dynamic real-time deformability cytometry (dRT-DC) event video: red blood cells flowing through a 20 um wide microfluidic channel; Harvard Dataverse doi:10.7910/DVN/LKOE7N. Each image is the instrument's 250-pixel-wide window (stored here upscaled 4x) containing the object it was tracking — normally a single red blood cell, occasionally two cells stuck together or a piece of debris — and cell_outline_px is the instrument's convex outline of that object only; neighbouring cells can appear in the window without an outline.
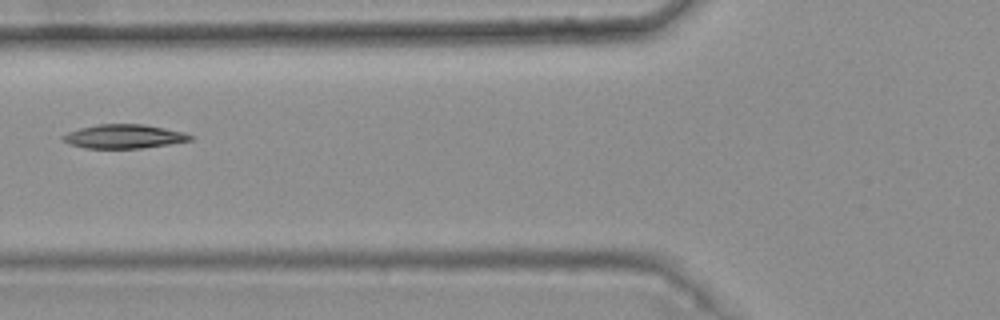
{"species": "common noctule bat (a hibernating species)", "species_latin": "Nyctalus noctula", "temperature_condition": "warm", "stored_images_in_passage": 3, "camera_frame_rate_fps": 3000, "um_per_image_px": 0.085, "animal": {"sex": "female", "body_mass_g": 25.1}, "frame": {"image": 1, "passage_image": 3, "time_ms": 0.667, "image_size_px": [1000, 320], "cell_outline_px": [[192, 140], [144, 148], [84, 148], [68, 144], [60, 136], [68, 132], [80, 128], [96, 124], [144, 124], [184, 132], [192, 136]], "centroid_in_image_um": [10.5, 11.59], "position_along_channel_um": 115.3, "area_um2": 17.74}}